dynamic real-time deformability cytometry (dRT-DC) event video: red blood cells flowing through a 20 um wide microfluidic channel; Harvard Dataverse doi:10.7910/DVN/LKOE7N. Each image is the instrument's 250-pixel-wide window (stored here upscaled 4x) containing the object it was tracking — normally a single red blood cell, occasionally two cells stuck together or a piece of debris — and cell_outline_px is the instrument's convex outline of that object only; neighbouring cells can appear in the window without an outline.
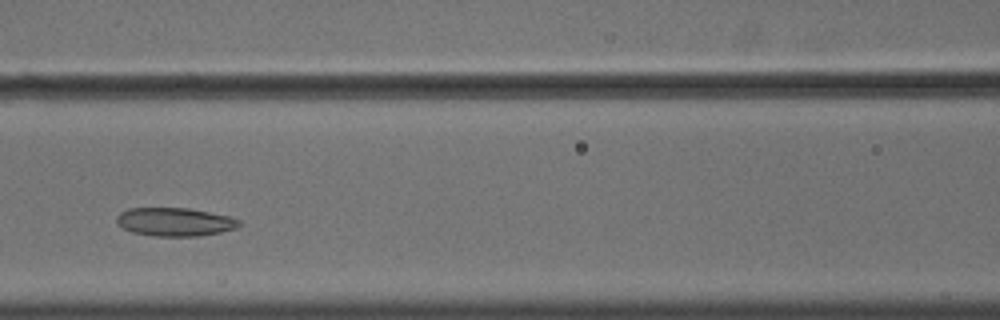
{"species": "common noctule bat (a hibernating species)", "species_latin": "Nyctalus noctula", "temperature_condition": "cold", "stored_images_in_passage": 37, "camera_frame_rate_fps": 3000, "um_per_image_px": 0.085, "animal": {"sex": "male", "body_mass_g": 18.8}, "frame": {"image": 1, "passage_image": 14, "time_ms": 4.333, "image_size_px": [1000, 320], "cell_outline_px": [[240, 224], [236, 228], [220, 232], [200, 236], [152, 236], [132, 232], [124, 228], [116, 220], [116, 216], [120, 212], [128, 208], [188, 208], [228, 216], [240, 220]], "centroid_in_image_um": [14.84, 18.86], "position_along_channel_um": 151.8, "area_um2": 20.17}}
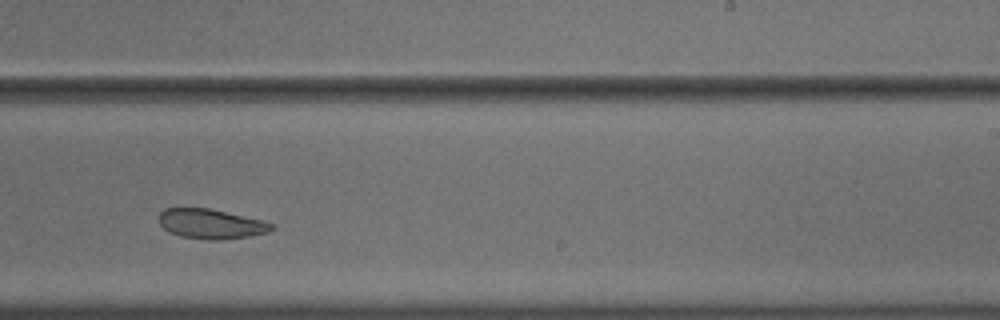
{"frame": {"image": 2, "passage_image": 24, "time_ms": 7.667, "image_size_px": [1000, 320], "cell_outline_px": [[276, 228], [268, 232], [252, 236], [220, 240], [204, 240], [180, 236], [168, 232], [160, 224], [156, 216], [164, 208], [208, 208], [264, 220], [272, 224]], "centroid_in_image_um": [17.92, 19.04], "position_along_channel_um": 271.1, "area_um2": 19.88}}
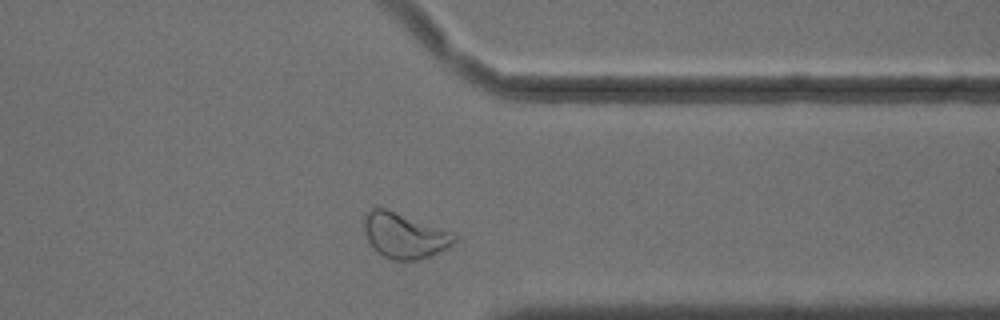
{"frame": {"image": 3, "passage_image": 33, "time_ms": 10.667, "image_size_px": [1000, 320], "cell_outline_px": [[456, 240], [452, 244], [432, 256], [416, 260], [392, 260], [376, 252], [368, 240], [364, 232], [364, 216], [372, 208], [384, 208], [452, 232], [456, 236]], "centroid_in_image_um": [34.35, 20.04], "position_along_channel_um": 377.0, "area_um2": 23.52}, "authors_computed_cell_mechanics": {"area_um2": 20.7502, "velocity_mm_per_s": 3.5977, "shape_relaxation_time_tau1_ms": null, "shape_relaxation_time_tau2_ms": 9.6265, "deformation_change_tau1": null, "deformation_change_tau2": 0.1587}}